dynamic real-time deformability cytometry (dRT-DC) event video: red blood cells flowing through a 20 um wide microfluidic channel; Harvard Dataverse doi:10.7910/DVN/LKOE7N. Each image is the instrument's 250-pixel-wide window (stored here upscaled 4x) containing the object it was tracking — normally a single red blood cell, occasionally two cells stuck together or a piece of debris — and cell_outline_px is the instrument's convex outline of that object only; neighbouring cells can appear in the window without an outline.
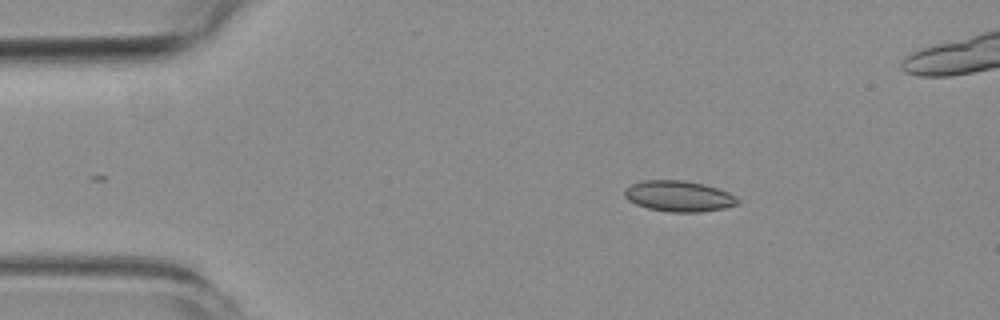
{"species": "common noctule bat (a hibernating species)", "species_latin": "Nyctalus noctula", "temperature_condition": "room temperature", "stored_images_in_passage": 2, "camera_frame_rate_fps": 3000, "um_per_image_px": 0.085, "animal": {"sex": "female", "body_mass_g": 19.3, "forearm_length_mm": 54.1}, "frame": {"image": 1, "passage_image": 2, "time_ms": 1.333, "image_size_px": [1000, 320], "cell_outline_px": [[740, 204], [724, 208], [700, 212], [672, 212], [648, 208], [636, 204], [628, 200], [624, 196], [624, 188], [632, 184], [644, 180], [684, 180], [704, 184], [728, 192], [736, 196], [740, 200]], "centroid_in_image_um": [57.71, 16.67], "position_along_channel_um": 27.3, "area_um2": 20.4}}